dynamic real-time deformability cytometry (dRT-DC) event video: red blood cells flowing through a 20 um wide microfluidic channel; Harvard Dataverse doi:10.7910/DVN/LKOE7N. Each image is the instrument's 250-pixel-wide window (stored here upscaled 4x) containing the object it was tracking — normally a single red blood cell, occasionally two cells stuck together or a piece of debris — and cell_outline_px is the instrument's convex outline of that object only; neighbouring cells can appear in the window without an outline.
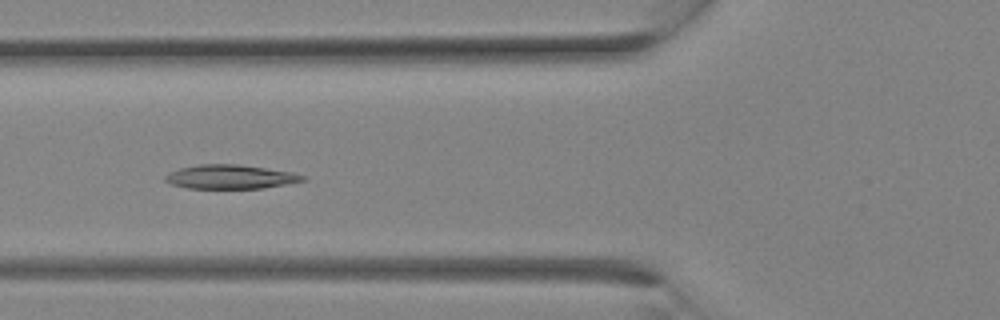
{"species": "Egyptian fruit bat (a non-hibernating species)", "species_latin": "Rousettus aegyptiacus", "temperature_condition": "room temperature", "stored_images_in_passage": 20, "camera_frame_rate_fps": 3000, "um_per_image_px": 0.085, "animal": {"sex": "female"}, "frame": {"image": 1, "passage_image": 10, "time_ms": 3.0, "image_size_px": [1000, 320], "cell_outline_px": [[304, 180], [264, 188], [188, 188], [172, 184], [164, 180], [164, 176], [180, 168], [200, 164], [240, 164], [292, 172], [304, 176]], "centroid_in_image_um": [19.56, 15.02], "position_along_channel_um": 106.2, "area_um2": 18.96}}
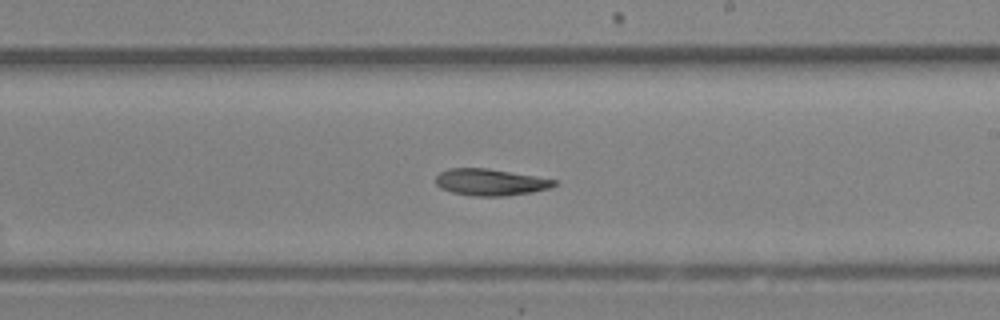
{"frame": {"image": 2, "passage_image": 16, "time_ms": 5.0, "image_size_px": [1000, 320], "cell_outline_px": [[556, 184], [548, 188], [532, 192], [508, 196], [472, 196], [452, 192], [440, 188], [436, 184], [436, 176], [440, 172], [448, 168], [488, 168], [556, 180]], "centroid_in_image_um": [41.63, 15.49], "position_along_channel_um": 247.4, "area_um2": 18.32}}
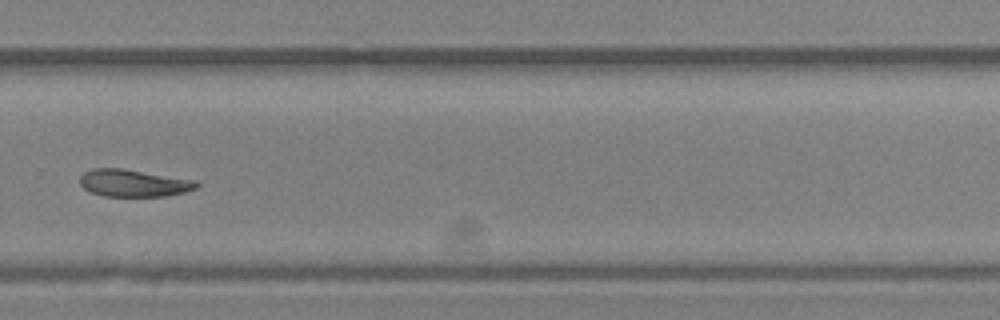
{"frame": {"image": 3, "passage_image": 19, "time_ms": 6.0, "image_size_px": [1000, 320], "cell_outline_px": [[200, 184], [196, 188], [184, 192], [164, 196], [104, 196], [92, 192], [84, 188], [80, 184], [80, 176], [84, 172], [92, 168], [120, 168], [196, 180]], "centroid_in_image_um": [11.35, 15.56], "position_along_channel_um": 318.5, "area_um2": 18.38}}